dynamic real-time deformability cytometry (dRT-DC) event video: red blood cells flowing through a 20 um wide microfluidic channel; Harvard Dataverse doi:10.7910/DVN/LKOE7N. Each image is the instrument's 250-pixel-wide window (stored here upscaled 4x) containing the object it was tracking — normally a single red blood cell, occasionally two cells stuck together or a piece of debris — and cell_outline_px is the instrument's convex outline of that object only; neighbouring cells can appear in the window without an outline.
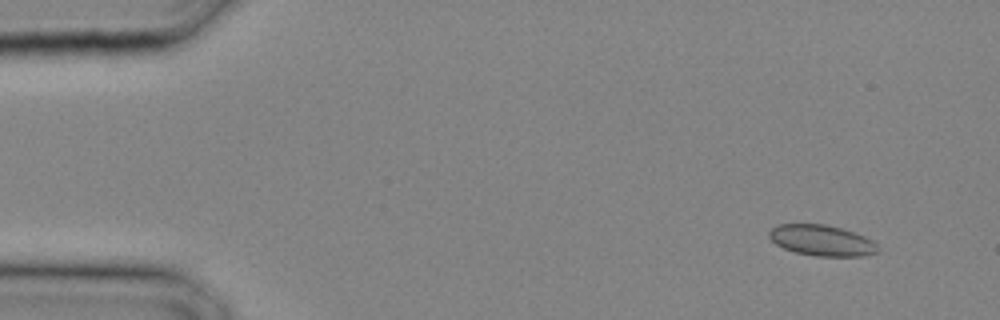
{"species": "common noctule bat (a hibernating species)", "species_latin": "Nyctalus noctula", "temperature_condition": "cold", "stored_images_in_passage": 30, "camera_frame_rate_fps": 3000, "um_per_image_px": 0.085, "animal": {"sex": "male", "body_mass_g": 20.4}, "frame": {"image": 1, "passage_image": 3, "time_ms": 0.667, "image_size_px": [1000, 320], "cell_outline_px": [[880, 248], [876, 252], [864, 256], [816, 256], [796, 252], [784, 248], [776, 244], [768, 236], [768, 232], [776, 224], [824, 224], [840, 228], [864, 236], [872, 240]], "centroid_in_image_um": [69.83, 20.43], "position_along_channel_um": 15.2, "area_um2": 19.42}}
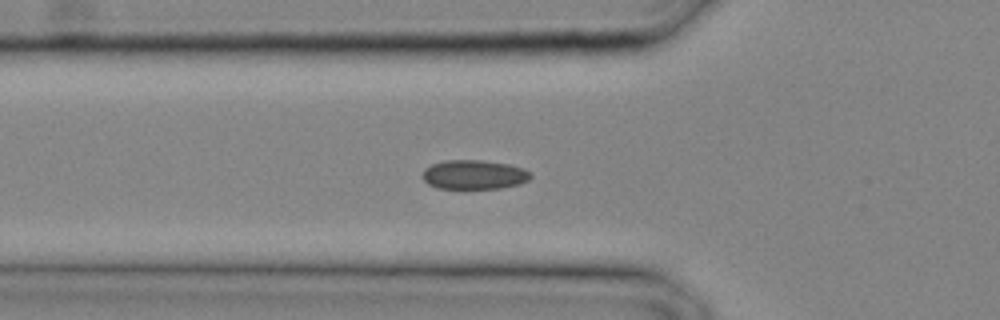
{"frame": {"image": 2, "passage_image": 11, "time_ms": 3.333, "image_size_px": [1000, 320], "cell_outline_px": [[532, 176], [528, 180], [520, 184], [500, 188], [436, 188], [428, 184], [424, 180], [424, 168], [432, 164], [444, 160], [480, 160], [508, 164], [524, 168], [532, 172]], "centroid_in_image_um": [40.32, 14.84], "position_along_channel_um": 85.5, "area_um2": 18.44}}
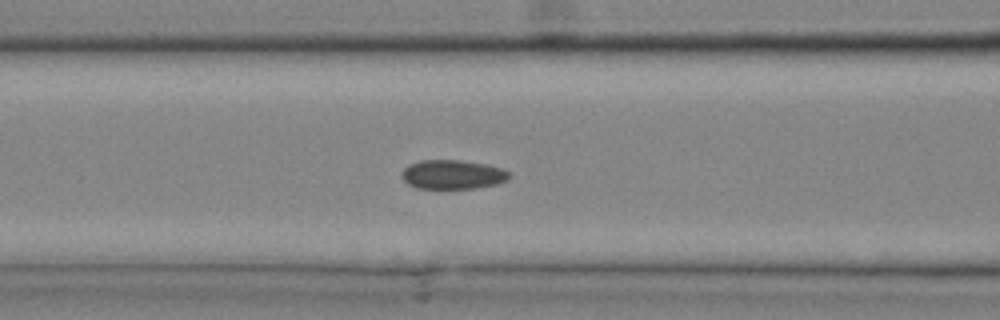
{"frame": {"image": 3, "passage_image": 13, "time_ms": 4.0, "image_size_px": [1000, 320], "cell_outline_px": [[508, 180], [496, 184], [476, 188], [416, 188], [408, 184], [400, 176], [404, 168], [420, 160], [456, 160], [488, 164], [504, 168], [508, 172]], "centroid_in_image_um": [38.48, 14.83], "position_along_channel_um": 128.1, "area_um2": 18.21}}